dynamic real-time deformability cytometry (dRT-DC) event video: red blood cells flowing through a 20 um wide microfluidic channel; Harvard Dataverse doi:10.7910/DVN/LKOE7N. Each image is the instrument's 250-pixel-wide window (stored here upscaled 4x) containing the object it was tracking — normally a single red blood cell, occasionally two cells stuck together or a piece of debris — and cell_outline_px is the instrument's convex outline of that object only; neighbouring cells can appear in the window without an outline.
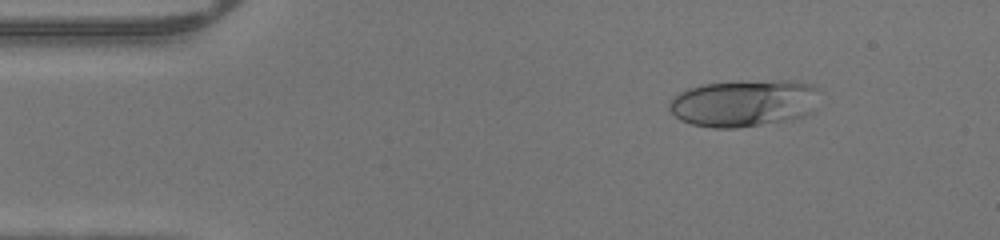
{"species": "human", "species_latin": "Homo sapiens", "temperature_condition": "warm", "stored_images_in_passage": 47, "camera_frame_rate_fps": 3000, "um_per_image_px": 0.085, "donor": {"sex": "male"}, "frame": {"image": 1, "passage_image": 6, "time_ms": 1.667, "image_size_px": [1000, 240], "cell_outline_px": [[816, 88], [812, 112], [804, 116], [784, 120], [736, 128], [712, 128], [692, 124], [680, 120], [668, 108], [668, 100], [680, 92], [688, 88], [704, 84], [780, 80], [788, 80], [816, 84]], "centroid_in_image_um": [63.18, 8.77], "position_along_channel_um": 21.8, "area_um2": 40.69}}
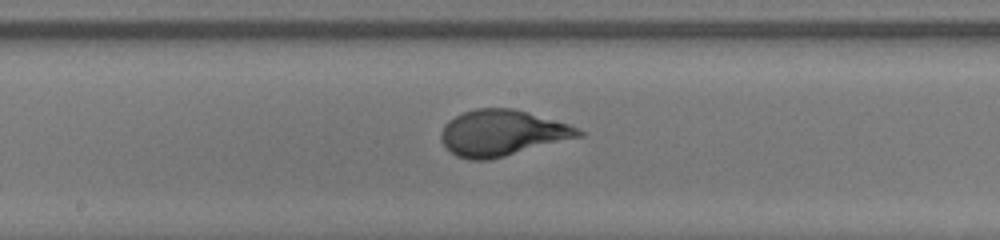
{"frame": {"image": 2, "passage_image": 24, "time_ms": 7.667, "image_size_px": [1000, 240], "cell_outline_px": [[584, 136], [488, 160], [468, 160], [456, 156], [444, 148], [440, 140], [440, 132], [444, 124], [448, 120], [464, 112], [476, 108], [512, 108], [528, 112], [568, 124], [584, 132]], "centroid_in_image_um": [42.63, 11.31], "position_along_channel_um": 205.6, "area_um2": 36.93}}
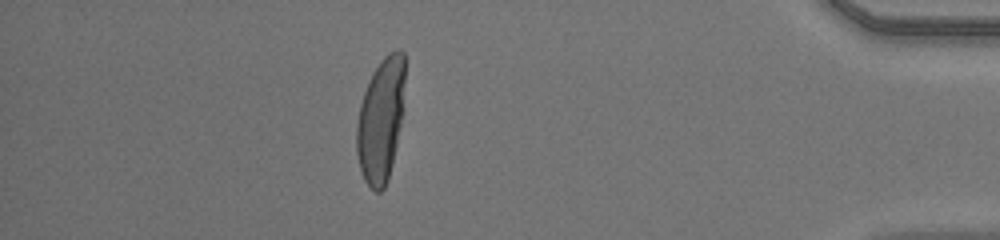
{"frame": {"image": 3, "passage_image": 41, "time_ms": 13.333, "image_size_px": [1000, 240], "cell_outline_px": [[404, 80], [400, 124], [392, 164], [388, 180], [384, 188], [380, 192], [376, 192], [364, 180], [360, 172], [356, 152], [356, 124], [360, 104], [364, 92], [372, 72], [380, 60], [388, 52], [396, 48], [400, 48], [404, 52]], "centroid_in_image_um": [32.34, 10.18], "position_along_channel_um": 402.9, "area_um2": 34.85}}